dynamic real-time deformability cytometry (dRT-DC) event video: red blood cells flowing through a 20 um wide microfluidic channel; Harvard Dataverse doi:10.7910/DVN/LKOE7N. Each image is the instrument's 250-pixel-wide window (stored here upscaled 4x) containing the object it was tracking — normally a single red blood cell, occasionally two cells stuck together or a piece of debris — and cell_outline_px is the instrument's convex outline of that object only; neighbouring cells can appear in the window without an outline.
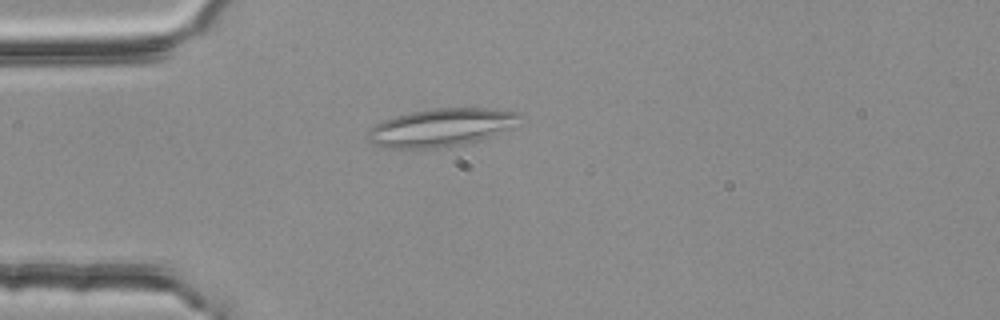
{"species": "common noctule bat (a hibernating species)", "species_latin": "Nyctalus noctula", "temperature_condition": "room temperature", "stored_images_in_passage": 4, "camera_frame_rate_fps": 3000, "um_per_image_px": 0.085, "animal": {"sex": "female", "body_mass_g": 25.1}, "frame": {"image": 1, "passage_image": 3, "time_ms": 0.667, "image_size_px": [1000, 320], "cell_outline_px": [[520, 116], [508, 128], [484, 140], [464, 144], [436, 148], [388, 148], [372, 144], [368, 140], [368, 132], [376, 124], [384, 120], [396, 116], [412, 112], [432, 108], [484, 108], [520, 112]], "centroid_in_image_um": [37.47, 10.85], "position_along_channel_um": 47.5, "area_um2": 33.23}}